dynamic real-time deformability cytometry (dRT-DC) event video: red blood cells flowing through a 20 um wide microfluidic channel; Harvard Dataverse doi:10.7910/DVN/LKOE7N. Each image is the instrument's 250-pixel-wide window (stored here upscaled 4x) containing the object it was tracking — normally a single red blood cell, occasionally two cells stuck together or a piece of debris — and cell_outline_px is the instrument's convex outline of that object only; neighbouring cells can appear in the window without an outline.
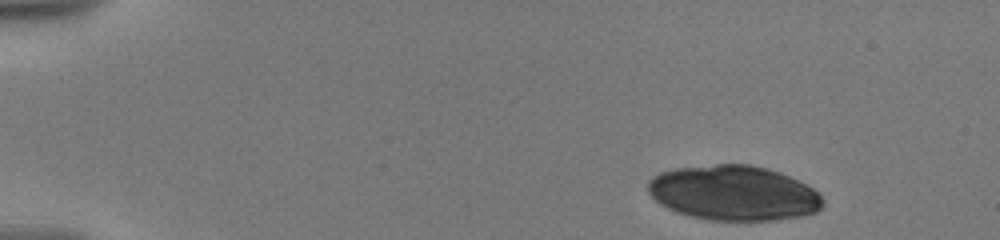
{"species": "human", "species_latin": "Homo sapiens", "temperature_condition": "warm", "stored_images_in_passage": 11, "camera_frame_rate_fps": 3000, "um_per_image_px": 0.085, "donor": {"sex": "male"}, "frame": {"image": 1, "passage_image": 1, "time_ms": 0.0, "image_size_px": [1000, 240], "cell_outline_px": [[824, 204], [816, 212], [804, 216], [772, 220], [708, 220], [676, 212], [660, 204], [648, 192], [648, 180], [652, 176], [660, 172], [672, 168], [716, 164], [752, 164], [768, 168], [780, 172], [812, 188], [824, 200]], "centroid_in_image_um": [62.34, 16.4], "position_along_channel_um": 22.7, "area_um2": 56.12}}
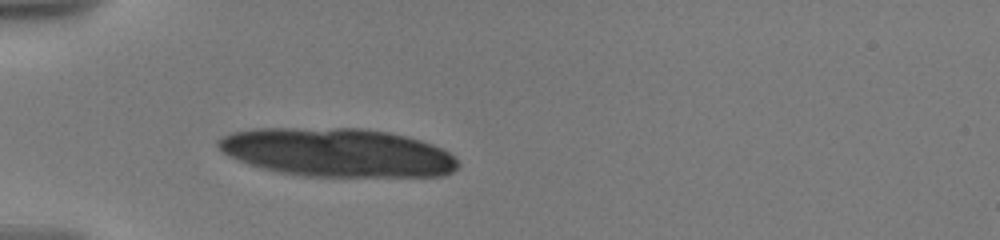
{"frame": {"image": 2, "passage_image": 9, "time_ms": 3.667, "image_size_px": [1000, 240], "cell_outline_px": [[460, 168], [444, 176], [300, 176], [260, 168], [228, 156], [216, 144], [216, 140], [232, 132], [252, 128], [360, 128], [388, 132], [408, 136], [432, 144], [448, 152], [460, 160]], "centroid_in_image_um": [28.69, 12.96], "position_along_channel_um": 56.3, "area_um2": 68.2}}